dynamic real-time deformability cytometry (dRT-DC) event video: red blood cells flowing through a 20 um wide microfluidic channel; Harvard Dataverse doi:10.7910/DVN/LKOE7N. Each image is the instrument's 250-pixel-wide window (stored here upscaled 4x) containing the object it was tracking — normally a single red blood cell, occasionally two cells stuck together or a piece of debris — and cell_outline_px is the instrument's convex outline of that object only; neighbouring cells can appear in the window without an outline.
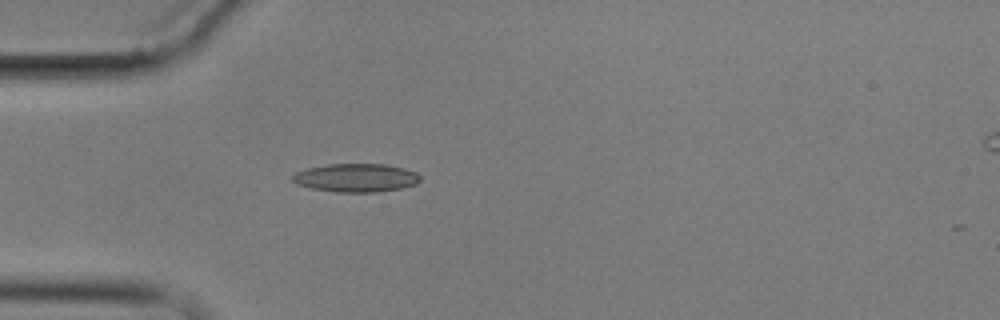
{"species": "common noctule bat (a hibernating species)", "species_latin": "Nyctalus noctula", "temperature_condition": "cold", "stored_images_in_passage": 5, "camera_frame_rate_fps": 3000, "um_per_image_px": 0.085, "animal": {"sex": "male", "body_mass_g": 17.9}, "frame": {"image": 1, "passage_image": 5, "time_ms": 4.667, "image_size_px": [1000, 320], "cell_outline_px": [[420, 180], [416, 184], [400, 188], [376, 192], [336, 192], [312, 188], [296, 184], [292, 180], [292, 176], [296, 172], [308, 168], [328, 164], [384, 164], [404, 168], [416, 172], [420, 176]], "centroid_in_image_um": [30.26, 15.11], "position_along_channel_um": 54.7, "area_um2": 21.04}}